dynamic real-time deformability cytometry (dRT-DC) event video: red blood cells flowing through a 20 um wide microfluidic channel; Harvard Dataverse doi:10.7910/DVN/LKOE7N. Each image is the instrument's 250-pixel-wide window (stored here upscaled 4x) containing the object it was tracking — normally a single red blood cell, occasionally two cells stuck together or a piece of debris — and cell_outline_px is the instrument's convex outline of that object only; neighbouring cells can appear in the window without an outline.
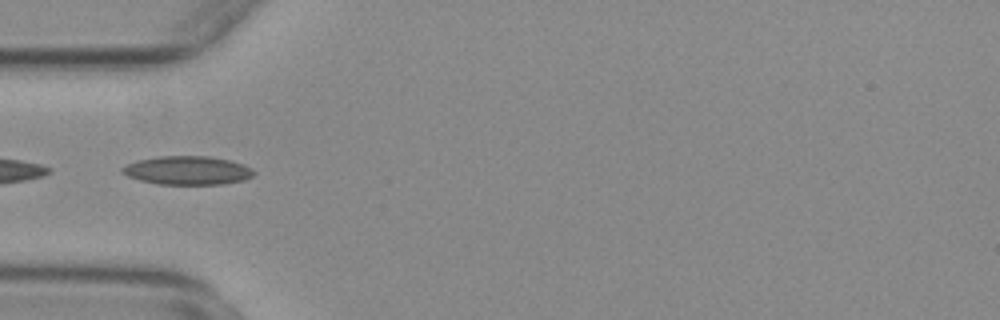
{"species": "common noctule bat (a hibernating species)", "species_latin": "Nyctalus noctula", "temperature_condition": "warm", "stored_images_in_passage": 21, "camera_frame_rate_fps": 3000, "um_per_image_px": 0.085, "animal": {"sex": "female", "body_mass_g": 29.2, "forearm_length_mm": 56.3}, "frame": {"image": 1, "passage_image": 18, "time_ms": 5.667, "image_size_px": [1000, 320], "cell_outline_px": [[256, 172], [252, 176], [244, 180], [224, 184], [156, 184], [140, 180], [128, 176], [120, 172], [120, 168], [128, 164], [140, 160], [160, 156], [208, 156], [228, 160], [244, 164], [252, 168]], "centroid_in_image_um": [15.95, 14.49], "position_along_channel_um": 69.0, "area_um2": 21.91}}